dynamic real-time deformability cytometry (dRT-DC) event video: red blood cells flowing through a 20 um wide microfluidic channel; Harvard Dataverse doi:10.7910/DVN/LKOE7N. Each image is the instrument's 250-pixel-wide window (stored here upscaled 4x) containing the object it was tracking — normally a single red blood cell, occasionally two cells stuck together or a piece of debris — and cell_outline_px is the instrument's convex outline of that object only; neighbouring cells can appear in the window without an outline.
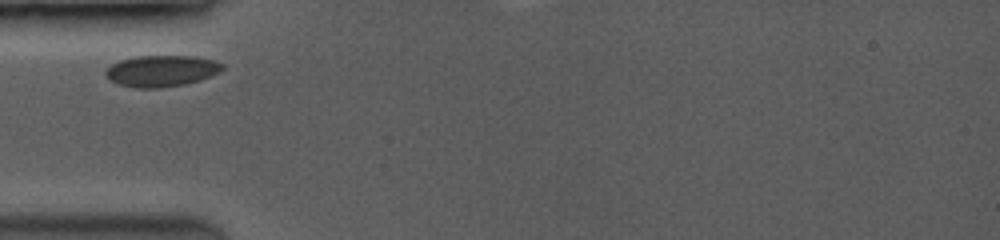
{"species": "common noctule bat (a hibernating species)", "species_latin": "Nyctalus noctula", "temperature_condition": "room temperature", "stored_images_in_passage": 19, "camera_frame_rate_fps": 3500, "um_per_image_px": 0.085, "animal": {"sex": "female", "body_mass_g": 19.0, "forearm_length_mm": 53.3}, "frame": {"image": 1, "passage_image": 1, "time_ms": 0.0, "image_size_px": [1000, 240], "cell_outline_px": [[224, 68], [220, 72], [212, 76], [200, 80], [184, 84], [156, 88], [140, 88], [120, 84], [112, 80], [104, 72], [112, 64], [120, 60], [136, 56], [196, 56], [212, 60], [224, 64]], "centroid_in_image_um": [13.78, 6.02], "position_along_channel_um": 71.2, "area_um2": 21.1}}
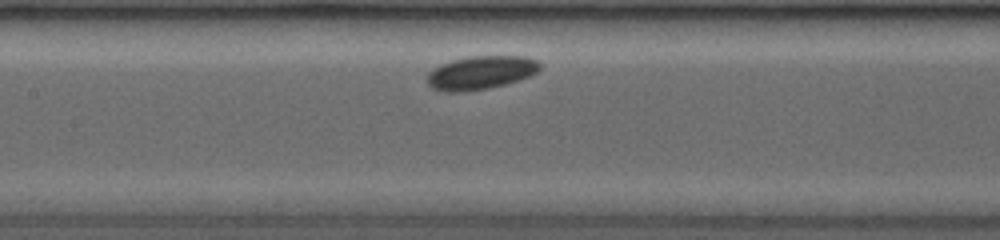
{"frame": {"image": 2, "passage_image": 12, "time_ms": 2.571, "image_size_px": [1000, 240], "cell_outline_px": [[540, 68], [536, 72], [528, 76], [504, 84], [484, 88], [452, 92], [432, 88], [428, 84], [428, 72], [432, 68], [440, 64], [452, 60], [468, 56], [524, 56], [540, 60]], "centroid_in_image_um": [40.86, 6.14], "position_along_channel_um": 166.5, "area_um2": 21.62}}
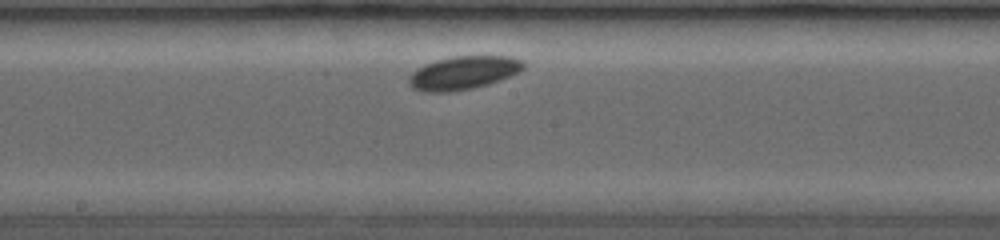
{"frame": {"image": 3, "passage_image": 17, "time_ms": 3.714, "image_size_px": [1000, 240], "cell_outline_px": [[524, 68], [520, 72], [500, 80], [488, 84], [472, 88], [448, 92], [432, 92], [412, 88], [408, 84], [408, 76], [416, 68], [424, 64], [436, 60], [452, 56], [512, 56], [524, 60]], "centroid_in_image_um": [39.39, 6.17], "position_along_channel_um": 208.8, "area_um2": 22.43}}